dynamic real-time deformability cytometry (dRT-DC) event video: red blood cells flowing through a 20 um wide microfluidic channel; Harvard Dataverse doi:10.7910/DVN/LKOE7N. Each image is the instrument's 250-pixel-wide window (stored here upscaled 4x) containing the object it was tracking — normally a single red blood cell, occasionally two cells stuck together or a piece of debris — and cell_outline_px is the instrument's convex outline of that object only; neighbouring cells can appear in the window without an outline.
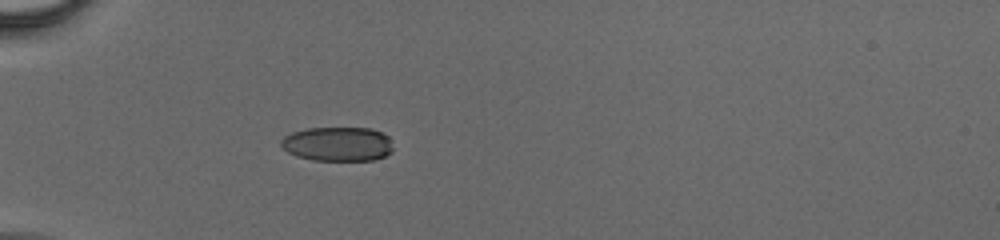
{"species": "human", "species_latin": "Homo sapiens", "temperature_condition": "cold", "stored_images_in_passage": 32, "camera_frame_rate_fps": 3000, "um_per_image_px": 0.085, "donor": {"sex": "male"}, "frame": {"image": 1, "passage_image": 1, "time_ms": 0.0, "image_size_px": [1000, 240], "cell_outline_px": [[392, 152], [384, 156], [372, 160], [312, 160], [296, 156], [288, 152], [280, 144], [280, 140], [284, 136], [292, 132], [308, 128], [372, 128], [388, 136], [392, 148]], "centroid_in_image_um": [28.68, 12.24], "position_along_channel_um": 56.3, "area_um2": 22.37}}
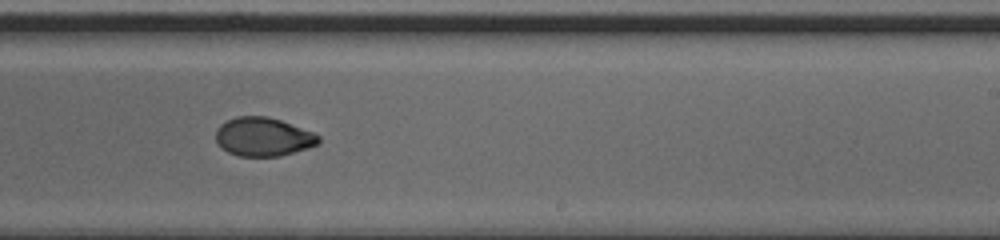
{"frame": {"image": 2, "passage_image": 16, "time_ms": 5.0, "image_size_px": [1000, 240], "cell_outline_px": [[320, 144], [308, 148], [280, 156], [236, 156], [220, 148], [216, 140], [216, 128], [220, 124], [236, 116], [268, 116], [280, 120], [312, 132], [320, 136]], "centroid_in_image_um": [22.35, 11.63], "position_along_channel_um": 266.6, "area_um2": 23.29}}
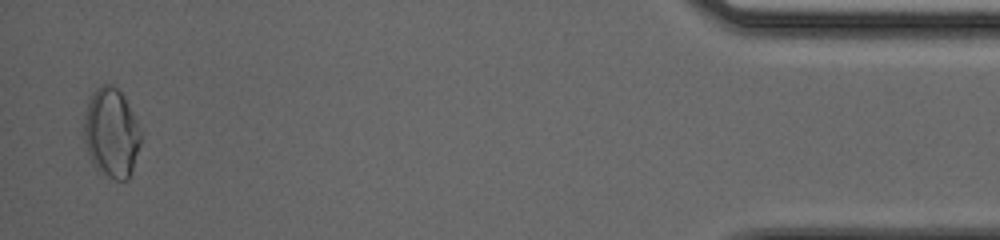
{"frame": {"image": 3, "passage_image": 31, "time_ms": 10.0, "image_size_px": [1000, 240], "cell_outline_px": [[140, 144], [128, 180], [116, 180], [100, 172], [92, 164], [88, 152], [84, 132], [84, 116], [92, 92], [96, 88], [104, 84], [112, 84], [124, 96], [140, 132]], "centroid_in_image_um": [9.44, 11.3], "position_along_channel_um": 425.8, "area_um2": 28.96}}